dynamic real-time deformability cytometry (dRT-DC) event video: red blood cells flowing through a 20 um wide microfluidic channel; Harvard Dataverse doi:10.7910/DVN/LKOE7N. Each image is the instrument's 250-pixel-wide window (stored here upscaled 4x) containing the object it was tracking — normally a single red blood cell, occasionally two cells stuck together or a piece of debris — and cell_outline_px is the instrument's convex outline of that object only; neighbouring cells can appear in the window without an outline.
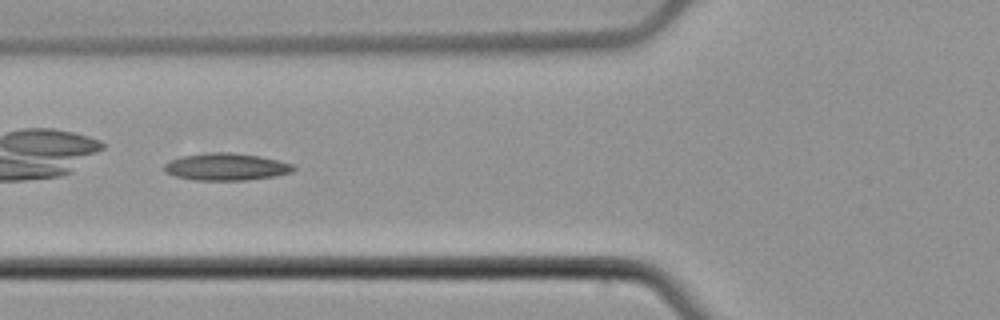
{"species": "common noctule bat (a hibernating species)", "species_latin": "Nyctalus noctula", "temperature_condition": "cold", "stored_images_in_passage": 42, "camera_frame_rate_fps": 3000, "um_per_image_px": 0.085, "animal": {"sex": "male", "body_mass_g": 21.5, "forearm_length_mm": 52.0}, "frame": {"image": 1, "passage_image": 13, "time_ms": 4.0, "image_size_px": [1000, 320], "cell_outline_px": [[296, 168], [292, 172], [276, 176], [244, 180], [196, 180], [176, 176], [164, 172], [164, 164], [172, 160], [184, 156], [208, 152], [228, 152], [260, 156], [292, 164]], "centroid_in_image_um": [19.23, 14.18], "position_along_channel_um": 106.6, "area_um2": 20.29}, "authors_computed_cell_mechanics": {"area_um2": 19.0451, "velocity_mm_per_s": 3.8321, "shape_relaxation_time_tau1_ms": null, "shape_relaxation_time_tau2_ms": 2.7682, "deformation_change_tau1": null, "deformation_change_tau2": 0.0866}}